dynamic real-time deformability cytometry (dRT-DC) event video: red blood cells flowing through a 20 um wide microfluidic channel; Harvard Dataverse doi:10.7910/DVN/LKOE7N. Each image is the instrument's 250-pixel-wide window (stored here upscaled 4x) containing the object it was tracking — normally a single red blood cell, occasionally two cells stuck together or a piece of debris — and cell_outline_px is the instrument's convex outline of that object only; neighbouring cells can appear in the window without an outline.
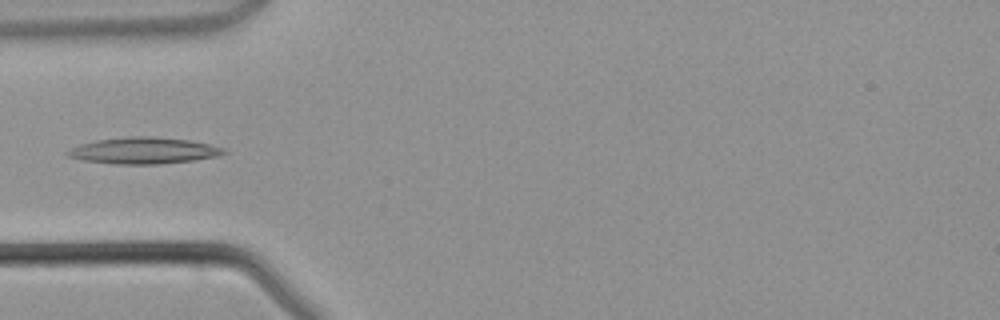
{"species": "common noctule bat (a hibernating species)", "species_latin": "Nyctalus noctula", "temperature_condition": "warm", "stored_images_in_passage": 38, "camera_frame_rate_fps": 3000, "um_per_image_px": 0.085, "animal": {"sex": "male", "body_mass_g": 21.5, "forearm_length_mm": 52.0}, "frame": {"image": 1, "passage_image": 10, "time_ms": 3.0, "image_size_px": [1000, 320], "cell_outline_px": [[228, 152], [216, 156], [196, 160], [160, 164], [112, 164], [84, 160], [68, 156], [64, 152], [80, 144], [96, 140], [132, 136], [152, 136], [188, 140], [208, 144], [224, 148]], "centroid_in_image_um": [12.21, 12.8], "position_along_channel_um": 72.8, "area_um2": 23.99}}
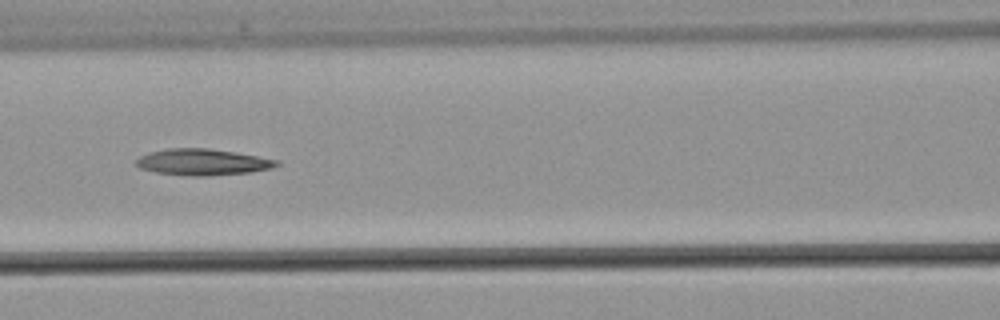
{"frame": {"image": 2, "passage_image": 15, "time_ms": 4.667, "image_size_px": [1000, 320], "cell_outline_px": [[280, 164], [272, 168], [252, 172], [208, 176], [192, 176], [156, 172], [140, 168], [136, 164], [136, 160], [140, 156], [152, 152], [168, 148], [208, 148], [280, 160]], "centroid_in_image_um": [17.25, 13.78], "position_along_channel_um": 149.3, "area_um2": 21.39}}
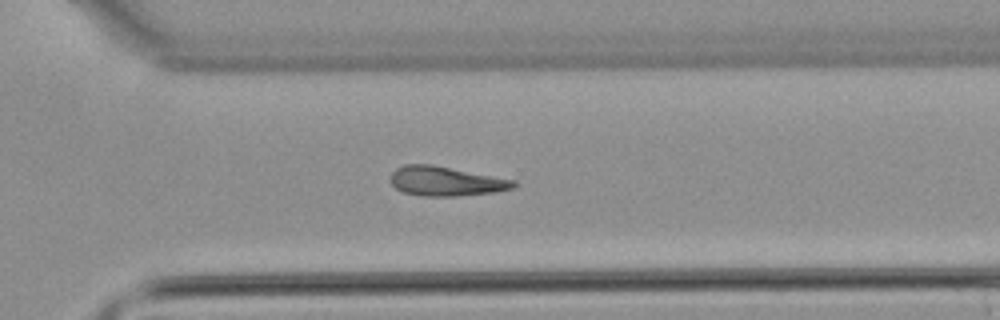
{"frame": {"image": 3, "passage_image": 27, "time_ms": 8.667, "image_size_px": [1000, 320], "cell_outline_px": [[520, 184], [512, 188], [496, 192], [460, 196], [420, 196], [404, 192], [396, 188], [392, 184], [392, 172], [396, 168], [404, 164], [432, 164], [516, 180]], "centroid_in_image_um": [37.94, 15.4], "position_along_channel_um": 332.7, "area_um2": 21.27}}